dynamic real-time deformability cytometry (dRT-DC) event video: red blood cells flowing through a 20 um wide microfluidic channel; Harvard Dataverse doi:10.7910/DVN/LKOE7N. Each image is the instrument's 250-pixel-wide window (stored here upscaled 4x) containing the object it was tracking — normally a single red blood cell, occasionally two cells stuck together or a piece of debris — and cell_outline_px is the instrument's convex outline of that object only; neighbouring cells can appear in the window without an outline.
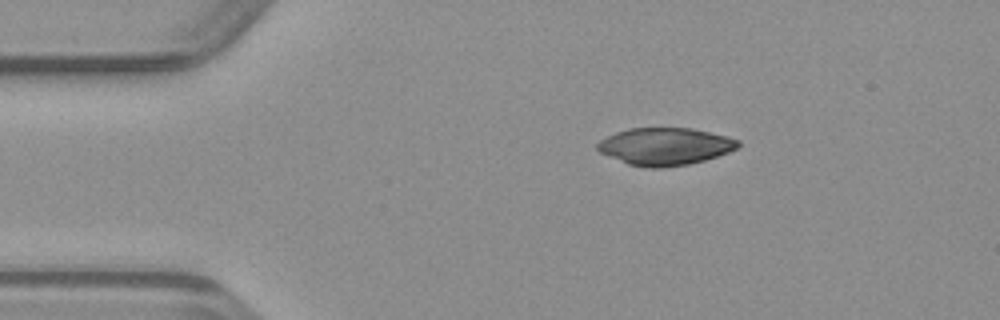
{"species": "common noctule bat (a hibernating species)", "species_latin": "Nyctalus noctula", "temperature_condition": "warm", "stored_images_in_passage": 41, "camera_frame_rate_fps": 3000, "um_per_image_px": 0.085, "animal": {"sex": "male", "body_mass_g": 23.1, "forearm_length_mm": 52.7}, "frame": {"image": 1, "passage_image": 1, "time_ms": 0.0, "image_size_px": [1000, 320], "cell_outline_px": [[740, 144], [736, 148], [728, 152], [704, 160], [688, 164], [660, 168], [648, 168], [628, 164], [600, 152], [596, 148], [596, 144], [600, 140], [616, 132], [628, 128], [692, 128], [728, 136], [740, 140]], "centroid_in_image_um": [56.53, 12.44], "position_along_channel_um": 28.5, "area_um2": 30.52}}
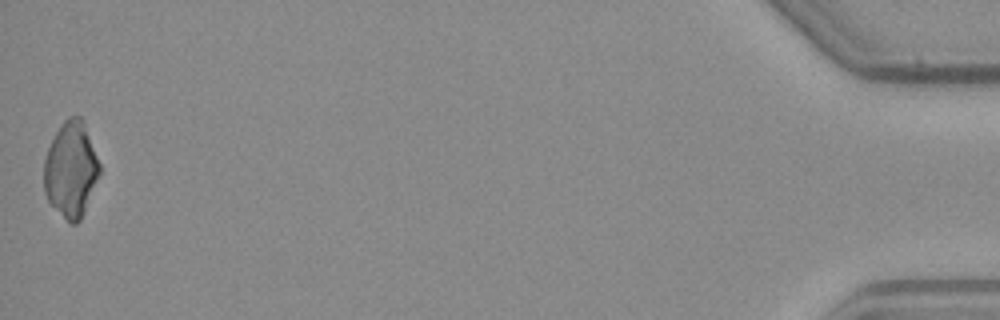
{"frame": {"image": 2, "passage_image": 41, "time_ms": 13.333, "image_size_px": [1000, 320], "cell_outline_px": [[100, 172], [80, 220], [76, 224], [72, 224], [48, 200], [44, 192], [44, 160], [48, 148], [56, 132], [64, 120], [68, 116], [80, 116], [84, 120], [100, 164]], "centroid_in_image_um": [6.03, 14.35], "position_along_channel_um": 429.2, "area_um2": 30.52}}